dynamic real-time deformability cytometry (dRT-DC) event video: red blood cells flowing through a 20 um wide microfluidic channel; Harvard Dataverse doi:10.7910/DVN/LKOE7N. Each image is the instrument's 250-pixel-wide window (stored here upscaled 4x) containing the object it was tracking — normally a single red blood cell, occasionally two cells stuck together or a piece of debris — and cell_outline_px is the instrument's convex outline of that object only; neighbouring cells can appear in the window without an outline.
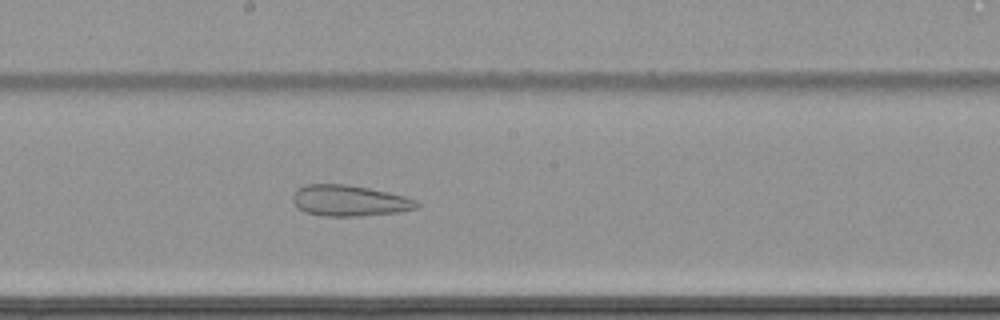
{"species": "common noctule bat (a hibernating species)", "species_latin": "Nyctalus noctula", "temperature_condition": "cold", "stored_images_in_passage": 61, "camera_frame_rate_fps": 3000, "um_per_image_px": 0.085, "animal": {"sex": "female", "body_mass_g": 22.7, "forearm_length_mm": 54.2}, "frame": {"image": 1, "passage_image": 35, "time_ms": 11.333, "image_size_px": [1000, 320], "cell_outline_px": [[420, 208], [400, 212], [360, 216], [324, 216], [304, 212], [292, 200], [292, 196], [296, 188], [304, 184], [348, 184], [388, 192], [404, 196], [416, 200], [420, 204]], "centroid_in_image_um": [29.71, 17.05], "position_along_channel_um": 218.5, "area_um2": 22.6}}
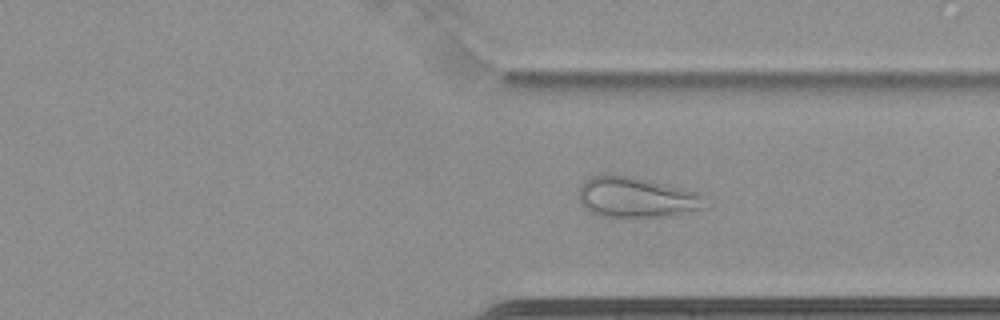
{"frame": {"image": 2, "passage_image": 47, "time_ms": 15.333, "image_size_px": [1000, 320], "cell_outline_px": [[704, 208], [688, 212], [664, 216], [600, 216], [588, 212], [580, 204], [580, 188], [584, 180], [592, 176], [632, 176], [696, 192], [700, 196]], "centroid_in_image_um": [54.01, 16.78], "position_along_channel_um": 357.4, "area_um2": 28.84}}
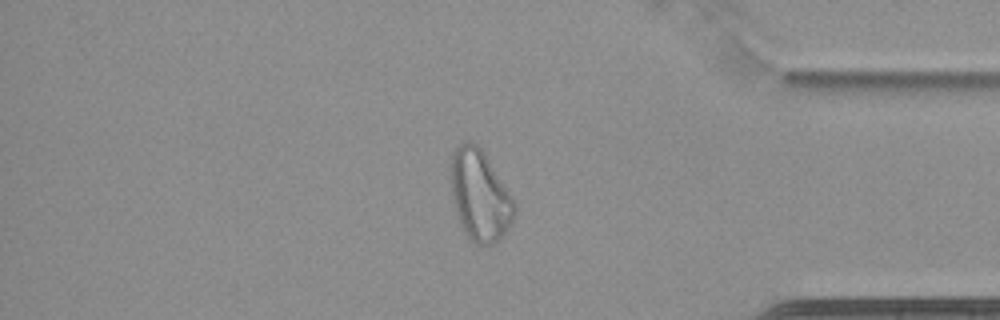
{"frame": {"image": 3, "passage_image": 52, "time_ms": 17.0, "image_size_px": [1000, 320], "cell_outline_px": [[516, 212], [508, 228], [492, 244], [476, 244], [464, 232], [456, 212], [452, 192], [448, 168], [452, 152], [464, 140], [472, 140], [484, 152], [512, 196], [516, 204]], "centroid_in_image_um": [40.76, 16.54], "position_along_channel_um": 394.4, "area_um2": 33.7}}